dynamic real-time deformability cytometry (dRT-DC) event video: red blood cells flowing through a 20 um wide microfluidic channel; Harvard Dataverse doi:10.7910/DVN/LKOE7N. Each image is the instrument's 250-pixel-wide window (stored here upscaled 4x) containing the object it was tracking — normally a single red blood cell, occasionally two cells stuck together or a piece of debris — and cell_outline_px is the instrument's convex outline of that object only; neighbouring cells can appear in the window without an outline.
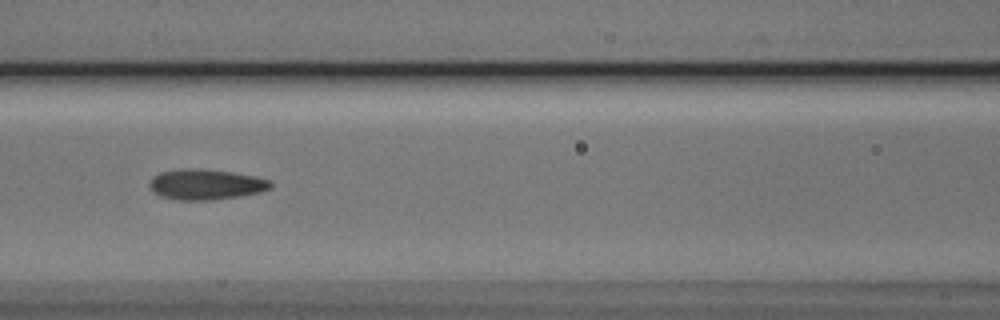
{"species": "Egyptian fruit bat (a non-hibernating species)", "species_latin": "Rousettus aegyptiacus", "temperature_condition": "cold", "stored_images_in_passage": 8, "camera_frame_rate_fps": 3000, "um_per_image_px": 0.085, "animal": {"sex": "male"}, "frame": {"image": 1, "passage_image": 5, "time_ms": 4.667, "image_size_px": [1000, 320], "cell_outline_px": [[272, 188], [260, 192], [240, 196], [212, 200], [176, 200], [160, 196], [152, 192], [148, 184], [152, 176], [160, 172], [180, 168], [200, 168], [232, 172], [256, 176], [268, 180], [272, 184]], "centroid_in_image_um": [17.45, 15.67], "position_along_channel_um": 149.1, "area_um2": 21.85}}
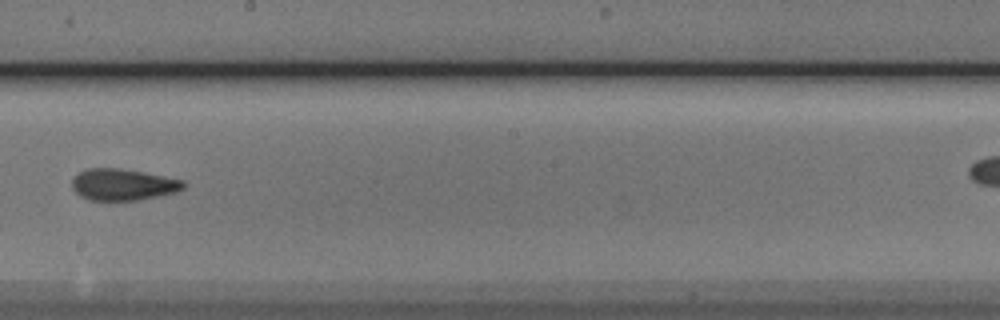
{"frame": {"image": 2, "passage_image": 7, "time_ms": 7.0, "image_size_px": [1000, 320], "cell_outline_px": [[184, 188], [176, 192], [140, 200], [88, 200], [80, 196], [72, 188], [72, 180], [80, 172], [88, 168], [120, 168], [144, 172], [184, 180]], "centroid_in_image_um": [10.46, 15.69], "position_along_channel_um": 237.7, "area_um2": 20.46}}
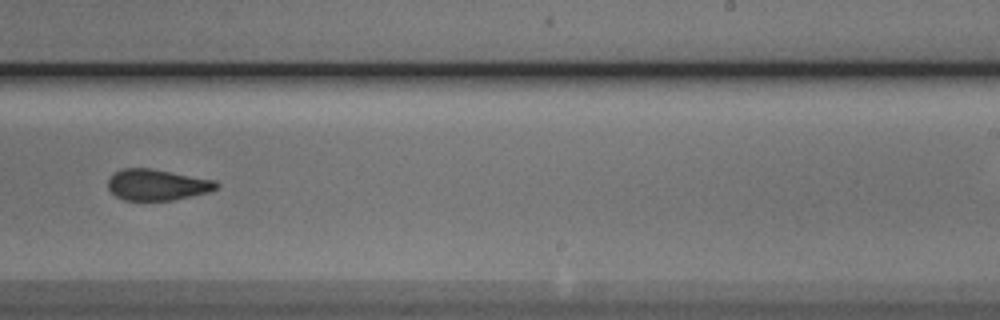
{"frame": {"image": 3, "passage_image": 8, "time_ms": 8.0, "image_size_px": [1000, 320], "cell_outline_px": [[220, 184], [216, 188], [208, 192], [172, 200], [124, 200], [116, 196], [108, 188], [108, 176], [112, 172], [120, 168], [152, 168], [216, 180]], "centroid_in_image_um": [13.32, 15.68], "position_along_channel_um": 275.7, "area_um2": 19.83}}